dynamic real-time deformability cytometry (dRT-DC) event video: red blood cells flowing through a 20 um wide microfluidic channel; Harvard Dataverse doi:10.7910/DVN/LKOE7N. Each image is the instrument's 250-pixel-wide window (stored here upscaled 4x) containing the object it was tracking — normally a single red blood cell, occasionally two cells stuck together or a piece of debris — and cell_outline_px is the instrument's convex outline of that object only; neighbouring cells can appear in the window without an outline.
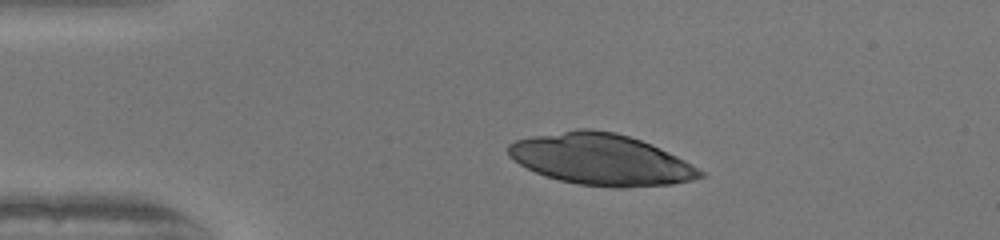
{"species": "human", "species_latin": "Homo sapiens", "temperature_condition": "warm", "stored_images_in_passage": 41, "camera_frame_rate_fps": 3000, "um_per_image_px": 0.085, "donor": {"sex": "female"}, "frame": {"image": 1, "passage_image": 1, "time_ms": 0.0, "image_size_px": [1000, 240], "cell_outline_px": [[708, 176], [692, 180], [672, 184], [624, 188], [616, 188], [580, 184], [560, 180], [544, 176], [520, 164], [508, 156], [508, 144], [516, 140], [532, 136], [580, 128], [592, 128], [616, 132], [652, 144], [684, 160], [704, 172]], "centroid_in_image_um": [51.09, 13.55], "position_along_channel_um": 33.9, "area_um2": 57.22}}
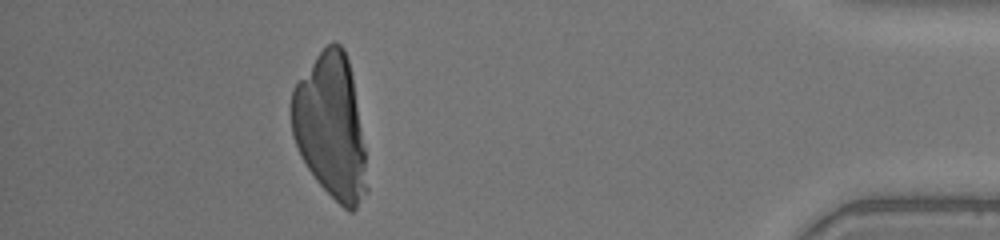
{"frame": {"image": 2, "passage_image": 36, "time_ms": 11.667, "image_size_px": [1000, 240], "cell_outline_px": [[368, 192], [356, 208], [352, 212], [348, 212], [316, 180], [300, 156], [292, 136], [292, 88], [316, 56], [332, 40], [340, 44], [344, 48], [348, 60], [352, 76], [364, 148], [368, 188]], "centroid_in_image_um": [28.11, 10.78], "position_along_channel_um": 407.1, "area_um2": 62.83}}